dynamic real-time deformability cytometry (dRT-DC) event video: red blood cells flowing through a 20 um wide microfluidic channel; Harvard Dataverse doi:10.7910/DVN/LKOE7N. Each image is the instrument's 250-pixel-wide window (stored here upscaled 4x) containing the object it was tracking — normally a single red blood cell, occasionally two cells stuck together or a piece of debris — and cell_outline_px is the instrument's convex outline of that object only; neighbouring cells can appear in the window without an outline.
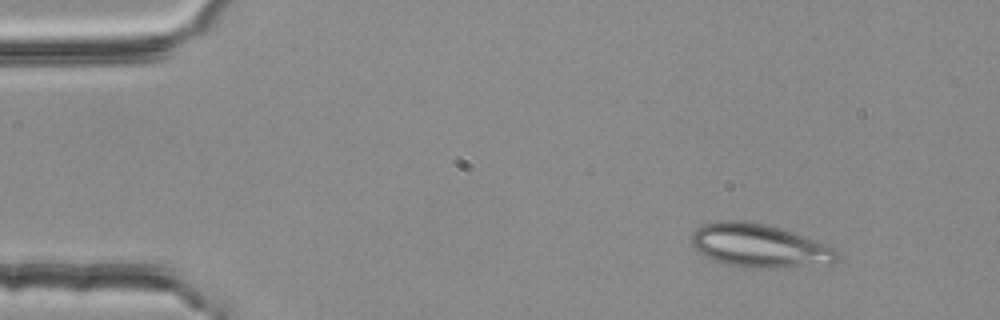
{"species": "common noctule bat (a hibernating species)", "species_latin": "Nyctalus noctula", "temperature_condition": "room temperature", "stored_images_in_passage": 2, "camera_frame_rate_fps": 3000, "um_per_image_px": 0.085, "animal": {"sex": "female", "body_mass_g": 25.1}, "frame": {"image": 1, "passage_image": 1, "time_ms": 0.0, "image_size_px": [1000, 320], "cell_outline_px": [[840, 260], [832, 264], [780, 268], [740, 268], [724, 264], [712, 260], [696, 252], [692, 248], [692, 232], [696, 228], [704, 224], [724, 220], [740, 220], [764, 224], [780, 228], [828, 244], [840, 252]], "centroid_in_image_um": [64.56, 20.92], "position_along_channel_um": 20.4, "area_um2": 37.63}}